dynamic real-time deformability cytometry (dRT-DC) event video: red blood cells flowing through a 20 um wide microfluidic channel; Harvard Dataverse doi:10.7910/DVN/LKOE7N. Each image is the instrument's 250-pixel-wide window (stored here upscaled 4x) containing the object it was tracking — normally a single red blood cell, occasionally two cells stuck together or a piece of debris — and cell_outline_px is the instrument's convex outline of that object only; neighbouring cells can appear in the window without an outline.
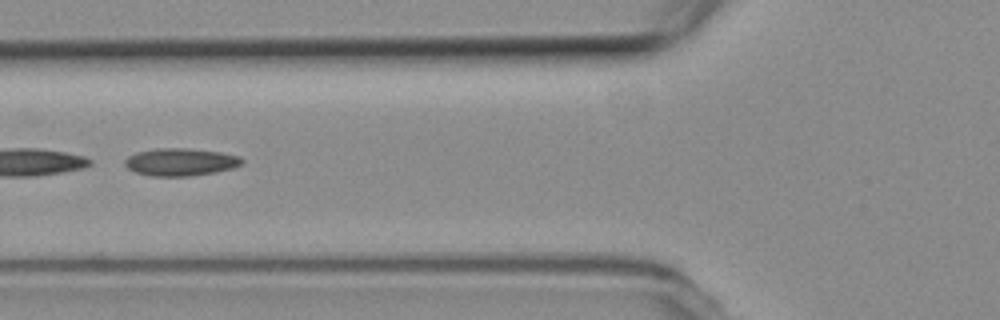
{"species": "common noctule bat (a hibernating species)", "species_latin": "Nyctalus noctula", "temperature_condition": "room temperature", "stored_images_in_passage": 27, "camera_frame_rate_fps": 3000, "um_per_image_px": 0.085, "animal": {"sex": "female", "body_mass_g": 19.3, "forearm_length_mm": 54.1}, "frame": {"image": 1, "passage_image": 8, "time_ms": 2.333, "image_size_px": [1000, 320], "cell_outline_px": [[244, 164], [232, 168], [216, 172], [192, 176], [152, 176], [136, 172], [128, 168], [124, 164], [124, 160], [128, 156], [136, 152], [156, 148], [188, 148], [220, 152], [240, 156], [244, 160]], "centroid_in_image_um": [15.36, 13.77], "position_along_channel_um": 110.4, "area_um2": 18.96}}